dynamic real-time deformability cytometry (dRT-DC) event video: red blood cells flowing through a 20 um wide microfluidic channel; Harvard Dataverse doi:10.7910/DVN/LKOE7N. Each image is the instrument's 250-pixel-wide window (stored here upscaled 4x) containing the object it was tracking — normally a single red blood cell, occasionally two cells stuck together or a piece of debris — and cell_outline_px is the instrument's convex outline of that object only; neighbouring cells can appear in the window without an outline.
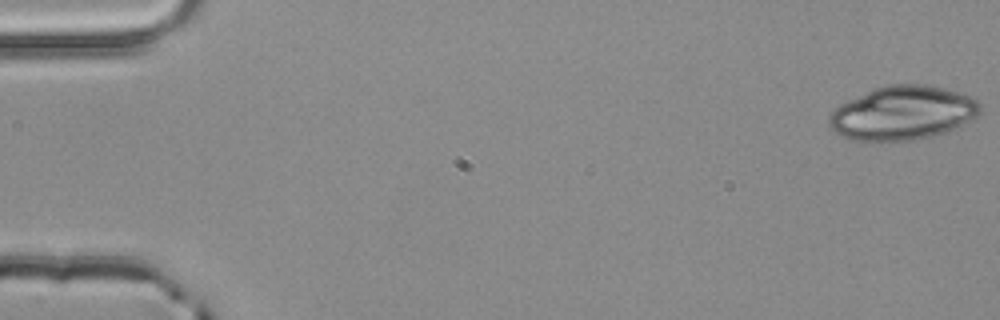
{"species": "common noctule bat (a hibernating species)", "species_latin": "Nyctalus noctula", "temperature_condition": "room temperature", "stored_images_in_passage": 3, "camera_frame_rate_fps": 3000, "um_per_image_px": 0.085, "animal": {"sex": "male", "body_mass_g": 20.4}, "frame": {"image": 1, "passage_image": 1, "time_ms": 0.0, "image_size_px": [1000, 320], "cell_outline_px": [[980, 112], [972, 120], [956, 128], [932, 136], [912, 140], [848, 140], [840, 136], [828, 124], [828, 116], [840, 104], [876, 88], [888, 84], [928, 84], [944, 88], [972, 96], [980, 104]], "centroid_in_image_um": [76.74, 9.6], "position_along_channel_um": 8.3, "area_um2": 47.28}}